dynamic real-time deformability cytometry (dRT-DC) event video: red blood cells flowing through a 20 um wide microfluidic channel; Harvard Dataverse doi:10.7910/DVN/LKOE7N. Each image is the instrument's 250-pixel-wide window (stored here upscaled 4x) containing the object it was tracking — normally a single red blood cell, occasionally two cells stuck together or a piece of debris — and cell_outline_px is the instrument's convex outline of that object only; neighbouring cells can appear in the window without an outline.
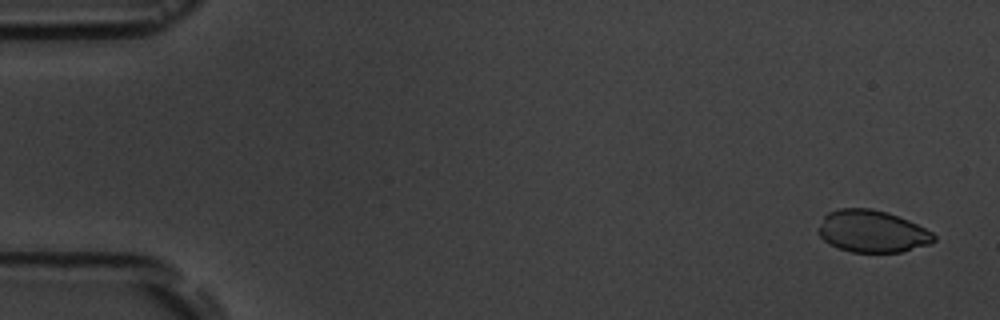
{"species": "common noctule bat (a hibernating species)", "species_latin": "Nyctalus noctula", "temperature_condition": "room temperature", "stored_images_in_passage": 5, "camera_frame_rate_fps": 3000, "um_per_image_px": 0.085, "animal": {"sex": "male", "body_mass_g": 19.5, "forearm_length_mm": 54.6}, "frame": {"image": 1, "passage_image": 1, "time_ms": 0.0, "image_size_px": [1000, 320], "cell_outline_px": [[936, 240], [932, 244], [900, 252], [852, 252], [828, 244], [820, 236], [820, 228], [824, 216], [828, 212], [840, 208], [872, 208], [888, 212], [908, 220], [932, 232], [936, 236]], "centroid_in_image_um": [74.17, 19.66], "position_along_channel_um": 10.8, "area_um2": 28.26}}